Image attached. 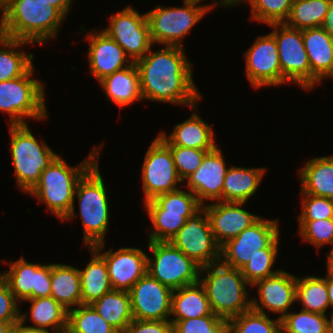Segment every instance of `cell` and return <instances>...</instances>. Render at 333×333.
<instances>
[{
    "label": "cell",
    "instance_id": "1",
    "mask_svg": "<svg viewBox=\"0 0 333 333\" xmlns=\"http://www.w3.org/2000/svg\"><path fill=\"white\" fill-rule=\"evenodd\" d=\"M183 49L168 45L158 51L150 49L135 62L143 100L198 108L202 95L193 81L192 62L188 61Z\"/></svg>",
    "mask_w": 333,
    "mask_h": 333
},
{
    "label": "cell",
    "instance_id": "2",
    "mask_svg": "<svg viewBox=\"0 0 333 333\" xmlns=\"http://www.w3.org/2000/svg\"><path fill=\"white\" fill-rule=\"evenodd\" d=\"M103 147L94 146L85 160L77 167L70 166L61 156H57L41 173L35 187L28 193L38 202L46 203L47 210L61 221L75 217V189L79 179L100 158Z\"/></svg>",
    "mask_w": 333,
    "mask_h": 333
},
{
    "label": "cell",
    "instance_id": "3",
    "mask_svg": "<svg viewBox=\"0 0 333 333\" xmlns=\"http://www.w3.org/2000/svg\"><path fill=\"white\" fill-rule=\"evenodd\" d=\"M0 13V35L33 45L55 38L66 18L47 0H9Z\"/></svg>",
    "mask_w": 333,
    "mask_h": 333
},
{
    "label": "cell",
    "instance_id": "4",
    "mask_svg": "<svg viewBox=\"0 0 333 333\" xmlns=\"http://www.w3.org/2000/svg\"><path fill=\"white\" fill-rule=\"evenodd\" d=\"M199 278L204 286L212 312L228 320L252 308L247 283L241 270L227 266L221 261L202 267Z\"/></svg>",
    "mask_w": 333,
    "mask_h": 333
},
{
    "label": "cell",
    "instance_id": "5",
    "mask_svg": "<svg viewBox=\"0 0 333 333\" xmlns=\"http://www.w3.org/2000/svg\"><path fill=\"white\" fill-rule=\"evenodd\" d=\"M87 248L105 243L110 220L108 194L99 170V159L79 179L75 193Z\"/></svg>",
    "mask_w": 333,
    "mask_h": 333
},
{
    "label": "cell",
    "instance_id": "6",
    "mask_svg": "<svg viewBox=\"0 0 333 333\" xmlns=\"http://www.w3.org/2000/svg\"><path fill=\"white\" fill-rule=\"evenodd\" d=\"M9 127L14 175L19 189L28 194L38 183L41 173L58 154L46 142L38 141L28 124Z\"/></svg>",
    "mask_w": 333,
    "mask_h": 333
},
{
    "label": "cell",
    "instance_id": "7",
    "mask_svg": "<svg viewBox=\"0 0 333 333\" xmlns=\"http://www.w3.org/2000/svg\"><path fill=\"white\" fill-rule=\"evenodd\" d=\"M143 204L153 225L148 241H170L187 219L203 207L189 189L159 194Z\"/></svg>",
    "mask_w": 333,
    "mask_h": 333
},
{
    "label": "cell",
    "instance_id": "8",
    "mask_svg": "<svg viewBox=\"0 0 333 333\" xmlns=\"http://www.w3.org/2000/svg\"><path fill=\"white\" fill-rule=\"evenodd\" d=\"M33 67L23 76L0 82V111L10 116L9 125L27 124L26 118L48 117L44 84L32 78Z\"/></svg>",
    "mask_w": 333,
    "mask_h": 333
},
{
    "label": "cell",
    "instance_id": "9",
    "mask_svg": "<svg viewBox=\"0 0 333 333\" xmlns=\"http://www.w3.org/2000/svg\"><path fill=\"white\" fill-rule=\"evenodd\" d=\"M202 1L184 0L181 8L157 5L146 12L153 44L183 47L184 37L213 8L212 4L202 6Z\"/></svg>",
    "mask_w": 333,
    "mask_h": 333
},
{
    "label": "cell",
    "instance_id": "10",
    "mask_svg": "<svg viewBox=\"0 0 333 333\" xmlns=\"http://www.w3.org/2000/svg\"><path fill=\"white\" fill-rule=\"evenodd\" d=\"M147 272L172 290L199 282L201 267L170 241H149Z\"/></svg>",
    "mask_w": 333,
    "mask_h": 333
},
{
    "label": "cell",
    "instance_id": "11",
    "mask_svg": "<svg viewBox=\"0 0 333 333\" xmlns=\"http://www.w3.org/2000/svg\"><path fill=\"white\" fill-rule=\"evenodd\" d=\"M275 37L282 72V84L296 83L311 90L321 82L311 73L308 54L304 47L302 30L288 27L285 23L271 24Z\"/></svg>",
    "mask_w": 333,
    "mask_h": 333
},
{
    "label": "cell",
    "instance_id": "12",
    "mask_svg": "<svg viewBox=\"0 0 333 333\" xmlns=\"http://www.w3.org/2000/svg\"><path fill=\"white\" fill-rule=\"evenodd\" d=\"M170 242L201 268L220 261V246L204 207L187 219Z\"/></svg>",
    "mask_w": 333,
    "mask_h": 333
},
{
    "label": "cell",
    "instance_id": "13",
    "mask_svg": "<svg viewBox=\"0 0 333 333\" xmlns=\"http://www.w3.org/2000/svg\"><path fill=\"white\" fill-rule=\"evenodd\" d=\"M125 51L132 62L143 58L152 48L147 15L132 6L110 16L109 26L103 30Z\"/></svg>",
    "mask_w": 333,
    "mask_h": 333
},
{
    "label": "cell",
    "instance_id": "14",
    "mask_svg": "<svg viewBox=\"0 0 333 333\" xmlns=\"http://www.w3.org/2000/svg\"><path fill=\"white\" fill-rule=\"evenodd\" d=\"M144 202L179 189V178L170 148L157 136L148 148L142 166Z\"/></svg>",
    "mask_w": 333,
    "mask_h": 333
},
{
    "label": "cell",
    "instance_id": "15",
    "mask_svg": "<svg viewBox=\"0 0 333 333\" xmlns=\"http://www.w3.org/2000/svg\"><path fill=\"white\" fill-rule=\"evenodd\" d=\"M277 222L260 217L220 247V261L241 270L258 250L266 248L280 234Z\"/></svg>",
    "mask_w": 333,
    "mask_h": 333
},
{
    "label": "cell",
    "instance_id": "16",
    "mask_svg": "<svg viewBox=\"0 0 333 333\" xmlns=\"http://www.w3.org/2000/svg\"><path fill=\"white\" fill-rule=\"evenodd\" d=\"M246 77L255 89L282 84L278 46L271 33L260 35L244 53Z\"/></svg>",
    "mask_w": 333,
    "mask_h": 333
},
{
    "label": "cell",
    "instance_id": "17",
    "mask_svg": "<svg viewBox=\"0 0 333 333\" xmlns=\"http://www.w3.org/2000/svg\"><path fill=\"white\" fill-rule=\"evenodd\" d=\"M172 293L171 288L147 272L129 291L133 318L144 321L169 320Z\"/></svg>",
    "mask_w": 333,
    "mask_h": 333
},
{
    "label": "cell",
    "instance_id": "18",
    "mask_svg": "<svg viewBox=\"0 0 333 333\" xmlns=\"http://www.w3.org/2000/svg\"><path fill=\"white\" fill-rule=\"evenodd\" d=\"M0 276L18 301L51 296V264L30 263L21 257Z\"/></svg>",
    "mask_w": 333,
    "mask_h": 333
},
{
    "label": "cell",
    "instance_id": "19",
    "mask_svg": "<svg viewBox=\"0 0 333 333\" xmlns=\"http://www.w3.org/2000/svg\"><path fill=\"white\" fill-rule=\"evenodd\" d=\"M104 243L92 248L105 260L113 290L129 292L132 286L147 273V257L140 248L121 247L102 253Z\"/></svg>",
    "mask_w": 333,
    "mask_h": 333
},
{
    "label": "cell",
    "instance_id": "20",
    "mask_svg": "<svg viewBox=\"0 0 333 333\" xmlns=\"http://www.w3.org/2000/svg\"><path fill=\"white\" fill-rule=\"evenodd\" d=\"M297 276L280 270L268 278L257 281L253 286L258 290L259 299L252 298V309L265 313L279 314L282 319L289 313L290 307L296 302Z\"/></svg>",
    "mask_w": 333,
    "mask_h": 333
},
{
    "label": "cell",
    "instance_id": "21",
    "mask_svg": "<svg viewBox=\"0 0 333 333\" xmlns=\"http://www.w3.org/2000/svg\"><path fill=\"white\" fill-rule=\"evenodd\" d=\"M223 155L217 146L205 155L202 164L186 179V186L202 206L206 200L222 201L223 182L229 169Z\"/></svg>",
    "mask_w": 333,
    "mask_h": 333
},
{
    "label": "cell",
    "instance_id": "22",
    "mask_svg": "<svg viewBox=\"0 0 333 333\" xmlns=\"http://www.w3.org/2000/svg\"><path fill=\"white\" fill-rule=\"evenodd\" d=\"M92 29L87 33L85 41H89L88 62L89 71L97 81H101L105 77L112 75L115 71H119L130 66L133 62L126 55L123 48L113 40L103 30L100 33Z\"/></svg>",
    "mask_w": 333,
    "mask_h": 333
},
{
    "label": "cell",
    "instance_id": "23",
    "mask_svg": "<svg viewBox=\"0 0 333 333\" xmlns=\"http://www.w3.org/2000/svg\"><path fill=\"white\" fill-rule=\"evenodd\" d=\"M243 205L245 203L218 201L203 206L208 213L215 241L220 247L260 218L242 209Z\"/></svg>",
    "mask_w": 333,
    "mask_h": 333
},
{
    "label": "cell",
    "instance_id": "24",
    "mask_svg": "<svg viewBox=\"0 0 333 333\" xmlns=\"http://www.w3.org/2000/svg\"><path fill=\"white\" fill-rule=\"evenodd\" d=\"M302 38L311 73L320 82L333 79V33L324 26L314 27L302 30Z\"/></svg>",
    "mask_w": 333,
    "mask_h": 333
},
{
    "label": "cell",
    "instance_id": "25",
    "mask_svg": "<svg viewBox=\"0 0 333 333\" xmlns=\"http://www.w3.org/2000/svg\"><path fill=\"white\" fill-rule=\"evenodd\" d=\"M212 126L204 122L195 111L184 122L177 123L168 136L161 131L158 137L167 146L190 147L201 150H214L217 145L214 142Z\"/></svg>",
    "mask_w": 333,
    "mask_h": 333
},
{
    "label": "cell",
    "instance_id": "26",
    "mask_svg": "<svg viewBox=\"0 0 333 333\" xmlns=\"http://www.w3.org/2000/svg\"><path fill=\"white\" fill-rule=\"evenodd\" d=\"M99 83L102 85L107 99L117 104L121 109L133 104V102L143 100L139 71L135 62L124 69L115 71Z\"/></svg>",
    "mask_w": 333,
    "mask_h": 333
},
{
    "label": "cell",
    "instance_id": "27",
    "mask_svg": "<svg viewBox=\"0 0 333 333\" xmlns=\"http://www.w3.org/2000/svg\"><path fill=\"white\" fill-rule=\"evenodd\" d=\"M266 168L231 166L227 170L222 188L223 202L246 203L260 187Z\"/></svg>",
    "mask_w": 333,
    "mask_h": 333
},
{
    "label": "cell",
    "instance_id": "28",
    "mask_svg": "<svg viewBox=\"0 0 333 333\" xmlns=\"http://www.w3.org/2000/svg\"><path fill=\"white\" fill-rule=\"evenodd\" d=\"M31 303L30 312L20 311L21 325H25L27 317L33 322V325L27 327L47 329L51 328L53 333H66L68 327V310L60 305L53 297L26 299ZM29 315V316H28Z\"/></svg>",
    "mask_w": 333,
    "mask_h": 333
},
{
    "label": "cell",
    "instance_id": "29",
    "mask_svg": "<svg viewBox=\"0 0 333 333\" xmlns=\"http://www.w3.org/2000/svg\"><path fill=\"white\" fill-rule=\"evenodd\" d=\"M298 174L305 194L333 200V155L308 160Z\"/></svg>",
    "mask_w": 333,
    "mask_h": 333
},
{
    "label": "cell",
    "instance_id": "30",
    "mask_svg": "<svg viewBox=\"0 0 333 333\" xmlns=\"http://www.w3.org/2000/svg\"><path fill=\"white\" fill-rule=\"evenodd\" d=\"M51 297L68 311L82 305L79 269L51 263Z\"/></svg>",
    "mask_w": 333,
    "mask_h": 333
},
{
    "label": "cell",
    "instance_id": "31",
    "mask_svg": "<svg viewBox=\"0 0 333 333\" xmlns=\"http://www.w3.org/2000/svg\"><path fill=\"white\" fill-rule=\"evenodd\" d=\"M215 315L212 312L204 286L199 282L173 290L171 317L169 320H185L190 318Z\"/></svg>",
    "mask_w": 333,
    "mask_h": 333
},
{
    "label": "cell",
    "instance_id": "32",
    "mask_svg": "<svg viewBox=\"0 0 333 333\" xmlns=\"http://www.w3.org/2000/svg\"><path fill=\"white\" fill-rule=\"evenodd\" d=\"M89 250L91 261L84 269H79L82 304H91L113 290L105 260L92 247Z\"/></svg>",
    "mask_w": 333,
    "mask_h": 333
},
{
    "label": "cell",
    "instance_id": "33",
    "mask_svg": "<svg viewBox=\"0 0 333 333\" xmlns=\"http://www.w3.org/2000/svg\"><path fill=\"white\" fill-rule=\"evenodd\" d=\"M119 333L134 319L129 292L111 290L90 304Z\"/></svg>",
    "mask_w": 333,
    "mask_h": 333
},
{
    "label": "cell",
    "instance_id": "34",
    "mask_svg": "<svg viewBox=\"0 0 333 333\" xmlns=\"http://www.w3.org/2000/svg\"><path fill=\"white\" fill-rule=\"evenodd\" d=\"M27 44L32 43L0 35V82L23 76L33 66V53L20 50Z\"/></svg>",
    "mask_w": 333,
    "mask_h": 333
},
{
    "label": "cell",
    "instance_id": "35",
    "mask_svg": "<svg viewBox=\"0 0 333 333\" xmlns=\"http://www.w3.org/2000/svg\"><path fill=\"white\" fill-rule=\"evenodd\" d=\"M332 1L293 0L291 12L285 24L288 27L299 30L322 27L325 24Z\"/></svg>",
    "mask_w": 333,
    "mask_h": 333
},
{
    "label": "cell",
    "instance_id": "36",
    "mask_svg": "<svg viewBox=\"0 0 333 333\" xmlns=\"http://www.w3.org/2000/svg\"><path fill=\"white\" fill-rule=\"evenodd\" d=\"M296 301L301 302L303 310L327 315L326 311L330 305L326 287V276L315 277L306 275L302 278L297 277Z\"/></svg>",
    "mask_w": 333,
    "mask_h": 333
},
{
    "label": "cell",
    "instance_id": "37",
    "mask_svg": "<svg viewBox=\"0 0 333 333\" xmlns=\"http://www.w3.org/2000/svg\"><path fill=\"white\" fill-rule=\"evenodd\" d=\"M66 333H119L107 323L90 304H82L68 311Z\"/></svg>",
    "mask_w": 333,
    "mask_h": 333
},
{
    "label": "cell",
    "instance_id": "38",
    "mask_svg": "<svg viewBox=\"0 0 333 333\" xmlns=\"http://www.w3.org/2000/svg\"><path fill=\"white\" fill-rule=\"evenodd\" d=\"M279 236L266 248L258 250V253L241 269L242 275L250 286L253 287L257 281L268 278L280 271V269L275 271L272 269L279 252Z\"/></svg>",
    "mask_w": 333,
    "mask_h": 333
},
{
    "label": "cell",
    "instance_id": "39",
    "mask_svg": "<svg viewBox=\"0 0 333 333\" xmlns=\"http://www.w3.org/2000/svg\"><path fill=\"white\" fill-rule=\"evenodd\" d=\"M228 333H282L281 319H270L266 313L249 309L228 322Z\"/></svg>",
    "mask_w": 333,
    "mask_h": 333
},
{
    "label": "cell",
    "instance_id": "40",
    "mask_svg": "<svg viewBox=\"0 0 333 333\" xmlns=\"http://www.w3.org/2000/svg\"><path fill=\"white\" fill-rule=\"evenodd\" d=\"M282 333H329L328 315L309 312L288 313L281 319Z\"/></svg>",
    "mask_w": 333,
    "mask_h": 333
},
{
    "label": "cell",
    "instance_id": "41",
    "mask_svg": "<svg viewBox=\"0 0 333 333\" xmlns=\"http://www.w3.org/2000/svg\"><path fill=\"white\" fill-rule=\"evenodd\" d=\"M253 20L271 24L285 23L288 19L293 0H248Z\"/></svg>",
    "mask_w": 333,
    "mask_h": 333
},
{
    "label": "cell",
    "instance_id": "42",
    "mask_svg": "<svg viewBox=\"0 0 333 333\" xmlns=\"http://www.w3.org/2000/svg\"><path fill=\"white\" fill-rule=\"evenodd\" d=\"M170 321L173 333H228L229 320L217 315Z\"/></svg>",
    "mask_w": 333,
    "mask_h": 333
},
{
    "label": "cell",
    "instance_id": "43",
    "mask_svg": "<svg viewBox=\"0 0 333 333\" xmlns=\"http://www.w3.org/2000/svg\"><path fill=\"white\" fill-rule=\"evenodd\" d=\"M299 235L317 250L324 245H333V218L323 220H298Z\"/></svg>",
    "mask_w": 333,
    "mask_h": 333
},
{
    "label": "cell",
    "instance_id": "44",
    "mask_svg": "<svg viewBox=\"0 0 333 333\" xmlns=\"http://www.w3.org/2000/svg\"><path fill=\"white\" fill-rule=\"evenodd\" d=\"M172 152L175 168L179 178L186 179L202 164L205 155L213 150H201L190 147L168 146ZM185 180V181H184Z\"/></svg>",
    "mask_w": 333,
    "mask_h": 333
},
{
    "label": "cell",
    "instance_id": "45",
    "mask_svg": "<svg viewBox=\"0 0 333 333\" xmlns=\"http://www.w3.org/2000/svg\"><path fill=\"white\" fill-rule=\"evenodd\" d=\"M302 210L298 220H323L333 218V200L300 192Z\"/></svg>",
    "mask_w": 333,
    "mask_h": 333
},
{
    "label": "cell",
    "instance_id": "46",
    "mask_svg": "<svg viewBox=\"0 0 333 333\" xmlns=\"http://www.w3.org/2000/svg\"><path fill=\"white\" fill-rule=\"evenodd\" d=\"M18 302L8 284L0 276V322L19 323L21 310Z\"/></svg>",
    "mask_w": 333,
    "mask_h": 333
},
{
    "label": "cell",
    "instance_id": "47",
    "mask_svg": "<svg viewBox=\"0 0 333 333\" xmlns=\"http://www.w3.org/2000/svg\"><path fill=\"white\" fill-rule=\"evenodd\" d=\"M122 333H173L170 320L144 321L133 319Z\"/></svg>",
    "mask_w": 333,
    "mask_h": 333
},
{
    "label": "cell",
    "instance_id": "48",
    "mask_svg": "<svg viewBox=\"0 0 333 333\" xmlns=\"http://www.w3.org/2000/svg\"><path fill=\"white\" fill-rule=\"evenodd\" d=\"M50 5L57 7L65 16L68 15L70 11V6L73 0H47Z\"/></svg>",
    "mask_w": 333,
    "mask_h": 333
},
{
    "label": "cell",
    "instance_id": "49",
    "mask_svg": "<svg viewBox=\"0 0 333 333\" xmlns=\"http://www.w3.org/2000/svg\"><path fill=\"white\" fill-rule=\"evenodd\" d=\"M326 287L328 291V299L330 308L333 309V275L326 274Z\"/></svg>",
    "mask_w": 333,
    "mask_h": 333
},
{
    "label": "cell",
    "instance_id": "50",
    "mask_svg": "<svg viewBox=\"0 0 333 333\" xmlns=\"http://www.w3.org/2000/svg\"><path fill=\"white\" fill-rule=\"evenodd\" d=\"M324 27L328 28L333 33V1L329 6Z\"/></svg>",
    "mask_w": 333,
    "mask_h": 333
},
{
    "label": "cell",
    "instance_id": "51",
    "mask_svg": "<svg viewBox=\"0 0 333 333\" xmlns=\"http://www.w3.org/2000/svg\"><path fill=\"white\" fill-rule=\"evenodd\" d=\"M17 327L23 332V333H51L49 329H38V328H30L27 326H23L20 323L17 325Z\"/></svg>",
    "mask_w": 333,
    "mask_h": 333
},
{
    "label": "cell",
    "instance_id": "52",
    "mask_svg": "<svg viewBox=\"0 0 333 333\" xmlns=\"http://www.w3.org/2000/svg\"><path fill=\"white\" fill-rule=\"evenodd\" d=\"M327 273L333 275V246L332 249L327 254Z\"/></svg>",
    "mask_w": 333,
    "mask_h": 333
},
{
    "label": "cell",
    "instance_id": "53",
    "mask_svg": "<svg viewBox=\"0 0 333 333\" xmlns=\"http://www.w3.org/2000/svg\"><path fill=\"white\" fill-rule=\"evenodd\" d=\"M19 323H3L0 322V333H10Z\"/></svg>",
    "mask_w": 333,
    "mask_h": 333
},
{
    "label": "cell",
    "instance_id": "54",
    "mask_svg": "<svg viewBox=\"0 0 333 333\" xmlns=\"http://www.w3.org/2000/svg\"><path fill=\"white\" fill-rule=\"evenodd\" d=\"M246 1H248V0H227V7L229 8V7H233V6H237V4L239 5V4H241V3H243V2H246Z\"/></svg>",
    "mask_w": 333,
    "mask_h": 333
},
{
    "label": "cell",
    "instance_id": "55",
    "mask_svg": "<svg viewBox=\"0 0 333 333\" xmlns=\"http://www.w3.org/2000/svg\"><path fill=\"white\" fill-rule=\"evenodd\" d=\"M222 6V7H227V0H213V4L212 6L215 7V6Z\"/></svg>",
    "mask_w": 333,
    "mask_h": 333
},
{
    "label": "cell",
    "instance_id": "56",
    "mask_svg": "<svg viewBox=\"0 0 333 333\" xmlns=\"http://www.w3.org/2000/svg\"><path fill=\"white\" fill-rule=\"evenodd\" d=\"M331 315V318L329 319V333H333V311L328 314V316Z\"/></svg>",
    "mask_w": 333,
    "mask_h": 333
},
{
    "label": "cell",
    "instance_id": "57",
    "mask_svg": "<svg viewBox=\"0 0 333 333\" xmlns=\"http://www.w3.org/2000/svg\"><path fill=\"white\" fill-rule=\"evenodd\" d=\"M9 0H0V11H2L8 4Z\"/></svg>",
    "mask_w": 333,
    "mask_h": 333
},
{
    "label": "cell",
    "instance_id": "58",
    "mask_svg": "<svg viewBox=\"0 0 333 333\" xmlns=\"http://www.w3.org/2000/svg\"><path fill=\"white\" fill-rule=\"evenodd\" d=\"M10 333H23L17 326L12 329Z\"/></svg>",
    "mask_w": 333,
    "mask_h": 333
}]
</instances>
